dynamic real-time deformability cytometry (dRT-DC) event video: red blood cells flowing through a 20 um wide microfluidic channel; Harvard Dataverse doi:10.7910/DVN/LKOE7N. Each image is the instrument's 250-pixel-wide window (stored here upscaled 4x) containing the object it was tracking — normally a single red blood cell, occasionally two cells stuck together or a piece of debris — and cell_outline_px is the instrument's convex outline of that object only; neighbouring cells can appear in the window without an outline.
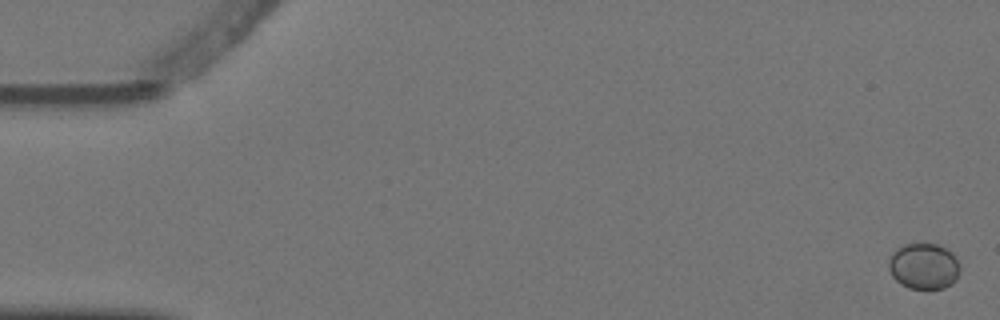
{"species": "Egyptian fruit bat (a non-hibernating species)", "species_latin": "Rousettus aegyptiacus", "temperature_condition": "warm", "stored_images_in_passage": 5, "camera_frame_rate_fps": 3000, "um_per_image_px": 0.085, "animal": {"sex": "female"}, "frame": {"image": 1, "passage_image": 1, "time_ms": 0.0, "image_size_px": [1000, 320], "cell_outline_px": [[960, 272], [956, 280], [952, 284], [944, 288], [928, 292], [908, 288], [900, 284], [892, 276], [888, 268], [888, 260], [892, 252], [896, 248], [904, 244], [940, 244], [948, 248], [956, 256], [960, 264]], "centroid_in_image_um": [78.55, 22.66], "position_along_channel_um": 6.5, "area_um2": 20.06}}
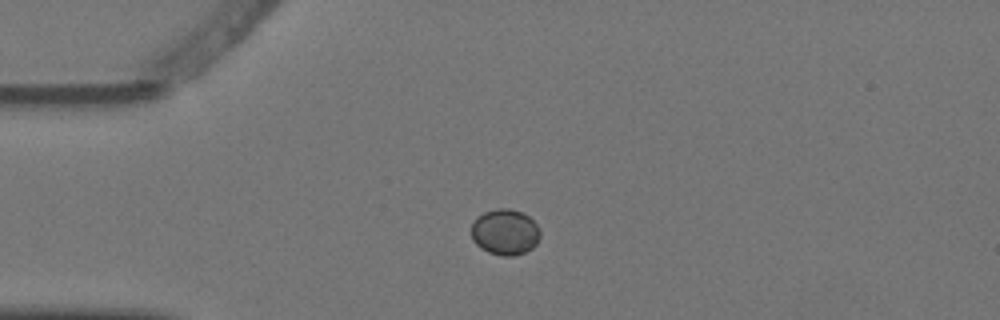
{"frame": {"image": 2, "passage_image": 4, "time_ms": 1.0, "image_size_px": [1000, 320], "cell_outline_px": [[540, 236], [536, 244], [532, 248], [524, 252], [512, 256], [504, 256], [488, 252], [480, 248], [472, 240], [472, 220], [476, 216], [484, 212], [496, 208], [508, 208], [520, 212], [528, 216], [536, 224], [540, 232]], "centroid_in_image_um": [42.9, 19.72], "position_along_channel_um": 42.1, "area_um2": 18.44}}